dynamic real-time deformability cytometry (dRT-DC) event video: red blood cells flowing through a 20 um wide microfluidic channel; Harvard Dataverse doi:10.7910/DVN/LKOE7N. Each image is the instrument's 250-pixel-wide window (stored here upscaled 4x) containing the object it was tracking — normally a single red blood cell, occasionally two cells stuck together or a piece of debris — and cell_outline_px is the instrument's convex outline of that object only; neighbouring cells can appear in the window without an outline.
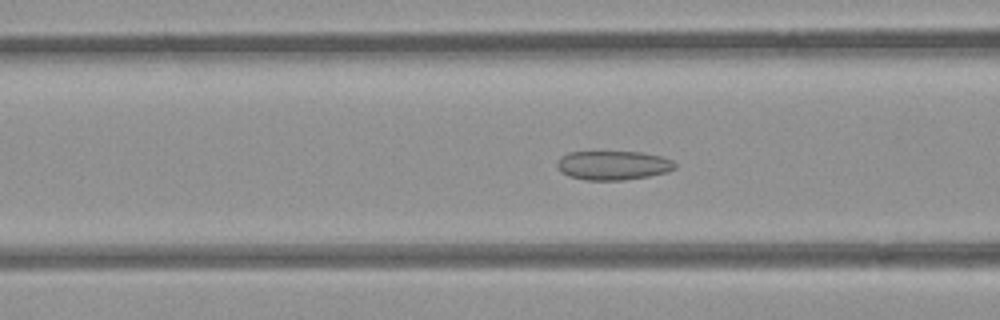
{"species": "common noctule bat (a hibernating species)", "species_latin": "Nyctalus noctula", "temperature_condition": "room temperature", "stored_images_in_passage": 52, "camera_frame_rate_fps": 3000, "um_per_image_px": 0.085, "animal": {"sex": "female", "body_mass_g": 21.9}, "frame": {"image": 1, "passage_image": 20, "time_ms": 6.333, "image_size_px": [1000, 320], "cell_outline_px": [[676, 168], [668, 172], [648, 176], [624, 180], [584, 180], [568, 176], [560, 172], [556, 168], [556, 160], [560, 156], [568, 152], [640, 152], [660, 156], [672, 160], [676, 164]], "centroid_in_image_um": [52.06, 14.06], "position_along_channel_um": 114.5, "area_um2": 20.23}}
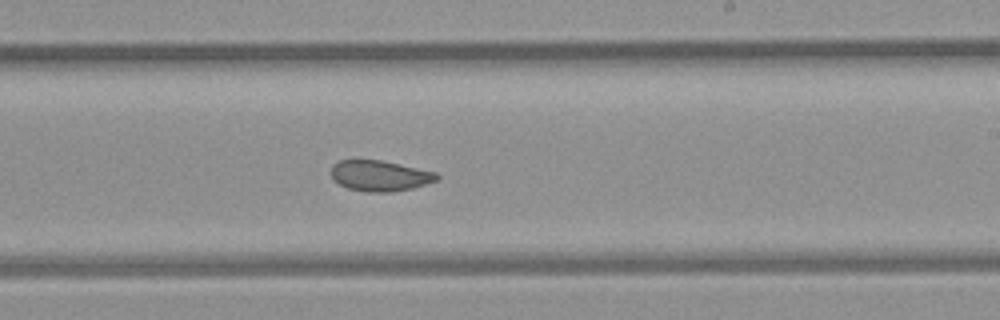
{"frame": {"image": 2, "passage_image": 31, "time_ms": 10.0, "image_size_px": [1000, 320], "cell_outline_px": [[440, 176], [436, 180], [412, 188], [392, 192], [368, 192], [348, 188], [340, 184], [332, 176], [332, 164], [340, 160], [380, 160], [436, 172]], "centroid_in_image_um": [32.29, 14.94], "position_along_channel_um": 256.7, "area_um2": 18.61}}
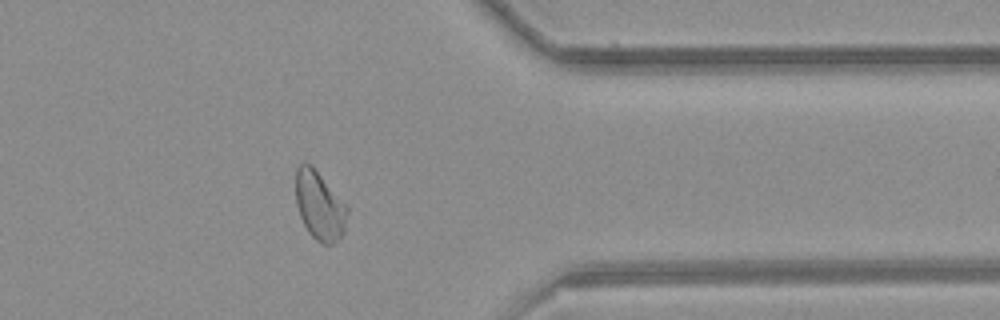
{"frame": {"image": 3, "passage_image": 42, "time_ms": 13.667, "image_size_px": [1000, 320], "cell_outline_px": [[348, 212], [344, 232], [332, 244], [324, 244], [316, 240], [308, 232], [300, 216], [296, 204], [296, 168], [304, 160], [312, 164], [348, 204]], "centroid_in_image_um": [27.17, 17.42], "position_along_channel_um": 384.2, "area_um2": 21.1}, "authors_computed_cell_mechanics": {"area_um2": 21.2126, "velocity_mm_per_s": 3.8739, "shape_relaxation_time_tau1_ms": null, "shape_relaxation_time_tau2_ms": 1.2772, "deformation_change_tau1": null, "deformation_change_tau2": 0.07}}